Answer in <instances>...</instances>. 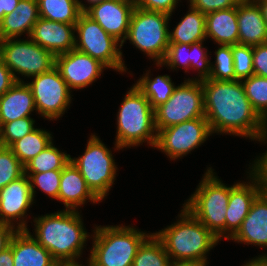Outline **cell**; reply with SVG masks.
Segmentation results:
<instances>
[{"label":"cell","instance_id":"cell-1","mask_svg":"<svg viewBox=\"0 0 267 266\" xmlns=\"http://www.w3.org/2000/svg\"><path fill=\"white\" fill-rule=\"evenodd\" d=\"M204 110L212 133L266 141L267 121L253 109L241 81H201Z\"/></svg>","mask_w":267,"mask_h":266},{"label":"cell","instance_id":"cell-2","mask_svg":"<svg viewBox=\"0 0 267 266\" xmlns=\"http://www.w3.org/2000/svg\"><path fill=\"white\" fill-rule=\"evenodd\" d=\"M80 216L77 210H63L33 220L34 239L51 253L60 266H83L77 259L90 235L85 231Z\"/></svg>","mask_w":267,"mask_h":266},{"label":"cell","instance_id":"cell-3","mask_svg":"<svg viewBox=\"0 0 267 266\" xmlns=\"http://www.w3.org/2000/svg\"><path fill=\"white\" fill-rule=\"evenodd\" d=\"M180 220L154 233L163 243L171 261L196 262L207 265V253L219 239L184 206Z\"/></svg>","mask_w":267,"mask_h":266},{"label":"cell","instance_id":"cell-4","mask_svg":"<svg viewBox=\"0 0 267 266\" xmlns=\"http://www.w3.org/2000/svg\"><path fill=\"white\" fill-rule=\"evenodd\" d=\"M115 138V150L138 146L143 142L155 148L157 130L154 109L135 84L127 92L119 108Z\"/></svg>","mask_w":267,"mask_h":266},{"label":"cell","instance_id":"cell-5","mask_svg":"<svg viewBox=\"0 0 267 266\" xmlns=\"http://www.w3.org/2000/svg\"><path fill=\"white\" fill-rule=\"evenodd\" d=\"M150 235L132 226H97L88 266H132L138 248Z\"/></svg>","mask_w":267,"mask_h":266},{"label":"cell","instance_id":"cell-6","mask_svg":"<svg viewBox=\"0 0 267 266\" xmlns=\"http://www.w3.org/2000/svg\"><path fill=\"white\" fill-rule=\"evenodd\" d=\"M230 187L224 185L208 168L196 191L183 206L219 240L226 234V213Z\"/></svg>","mask_w":267,"mask_h":266},{"label":"cell","instance_id":"cell-7","mask_svg":"<svg viewBox=\"0 0 267 266\" xmlns=\"http://www.w3.org/2000/svg\"><path fill=\"white\" fill-rule=\"evenodd\" d=\"M169 19L170 15L167 13L135 6L125 41L129 39L132 45L161 63L170 44Z\"/></svg>","mask_w":267,"mask_h":266},{"label":"cell","instance_id":"cell-8","mask_svg":"<svg viewBox=\"0 0 267 266\" xmlns=\"http://www.w3.org/2000/svg\"><path fill=\"white\" fill-rule=\"evenodd\" d=\"M157 133L166 127L205 117L202 82L188 79L176 86L171 97L154 109Z\"/></svg>","mask_w":267,"mask_h":266},{"label":"cell","instance_id":"cell-9","mask_svg":"<svg viewBox=\"0 0 267 266\" xmlns=\"http://www.w3.org/2000/svg\"><path fill=\"white\" fill-rule=\"evenodd\" d=\"M70 160L78 168L91 191L103 200L116 178L117 167L112 152L94 134L90 136L84 154Z\"/></svg>","mask_w":267,"mask_h":266},{"label":"cell","instance_id":"cell-10","mask_svg":"<svg viewBox=\"0 0 267 266\" xmlns=\"http://www.w3.org/2000/svg\"><path fill=\"white\" fill-rule=\"evenodd\" d=\"M75 32L78 34L77 38L75 37V49L99 60L107 68L126 72L127 67L122 58L120 50L122 46L119 41L109 35L85 12L79 16L75 24Z\"/></svg>","mask_w":267,"mask_h":266},{"label":"cell","instance_id":"cell-11","mask_svg":"<svg viewBox=\"0 0 267 266\" xmlns=\"http://www.w3.org/2000/svg\"><path fill=\"white\" fill-rule=\"evenodd\" d=\"M0 56L16 82H23L16 73L30 78L55 67V56L31 39L0 40Z\"/></svg>","mask_w":267,"mask_h":266},{"label":"cell","instance_id":"cell-12","mask_svg":"<svg viewBox=\"0 0 267 266\" xmlns=\"http://www.w3.org/2000/svg\"><path fill=\"white\" fill-rule=\"evenodd\" d=\"M32 78L33 81L27 85L32 91L36 111L48 120L60 118L70 105L72 97L71 89L59 70L53 67L50 71Z\"/></svg>","mask_w":267,"mask_h":266},{"label":"cell","instance_id":"cell-13","mask_svg":"<svg viewBox=\"0 0 267 266\" xmlns=\"http://www.w3.org/2000/svg\"><path fill=\"white\" fill-rule=\"evenodd\" d=\"M211 134L207 119L199 117L161 129L157 133L155 148L175 160L204 143Z\"/></svg>","mask_w":267,"mask_h":266},{"label":"cell","instance_id":"cell-14","mask_svg":"<svg viewBox=\"0 0 267 266\" xmlns=\"http://www.w3.org/2000/svg\"><path fill=\"white\" fill-rule=\"evenodd\" d=\"M249 175V182H238L230 186L225 239H231L237 233L249 213L253 200L267 186V180L251 168Z\"/></svg>","mask_w":267,"mask_h":266},{"label":"cell","instance_id":"cell-15","mask_svg":"<svg viewBox=\"0 0 267 266\" xmlns=\"http://www.w3.org/2000/svg\"><path fill=\"white\" fill-rule=\"evenodd\" d=\"M55 67L70 89L87 87L107 68L99 60L75 48L55 56Z\"/></svg>","mask_w":267,"mask_h":266},{"label":"cell","instance_id":"cell-16","mask_svg":"<svg viewBox=\"0 0 267 266\" xmlns=\"http://www.w3.org/2000/svg\"><path fill=\"white\" fill-rule=\"evenodd\" d=\"M33 202L30 180L24 174L0 190V222L15 226L13 221L17 220L16 222L19 224L16 228L27 230L26 220L24 221V219Z\"/></svg>","mask_w":267,"mask_h":266},{"label":"cell","instance_id":"cell-17","mask_svg":"<svg viewBox=\"0 0 267 266\" xmlns=\"http://www.w3.org/2000/svg\"><path fill=\"white\" fill-rule=\"evenodd\" d=\"M134 9L133 0H103L85 13L123 46Z\"/></svg>","mask_w":267,"mask_h":266},{"label":"cell","instance_id":"cell-18","mask_svg":"<svg viewBox=\"0 0 267 266\" xmlns=\"http://www.w3.org/2000/svg\"><path fill=\"white\" fill-rule=\"evenodd\" d=\"M74 33L75 24L39 18L29 37L39 46L57 56L75 48Z\"/></svg>","mask_w":267,"mask_h":266},{"label":"cell","instance_id":"cell-19","mask_svg":"<svg viewBox=\"0 0 267 266\" xmlns=\"http://www.w3.org/2000/svg\"><path fill=\"white\" fill-rule=\"evenodd\" d=\"M231 239L267 248V186L253 200L248 215Z\"/></svg>","mask_w":267,"mask_h":266},{"label":"cell","instance_id":"cell-20","mask_svg":"<svg viewBox=\"0 0 267 266\" xmlns=\"http://www.w3.org/2000/svg\"><path fill=\"white\" fill-rule=\"evenodd\" d=\"M238 44L257 46L267 43V24L255 0H241L237 5Z\"/></svg>","mask_w":267,"mask_h":266},{"label":"cell","instance_id":"cell-21","mask_svg":"<svg viewBox=\"0 0 267 266\" xmlns=\"http://www.w3.org/2000/svg\"><path fill=\"white\" fill-rule=\"evenodd\" d=\"M58 200L63 202L65 210L76 211L78 206L84 205L86 200L93 203L101 200L87 186L78 168L70 162L62 169Z\"/></svg>","mask_w":267,"mask_h":266},{"label":"cell","instance_id":"cell-22","mask_svg":"<svg viewBox=\"0 0 267 266\" xmlns=\"http://www.w3.org/2000/svg\"><path fill=\"white\" fill-rule=\"evenodd\" d=\"M9 246L12 248L13 266H60L28 229L17 230Z\"/></svg>","mask_w":267,"mask_h":266},{"label":"cell","instance_id":"cell-23","mask_svg":"<svg viewBox=\"0 0 267 266\" xmlns=\"http://www.w3.org/2000/svg\"><path fill=\"white\" fill-rule=\"evenodd\" d=\"M36 110L32 91L27 83L15 84L0 97V126L30 116Z\"/></svg>","mask_w":267,"mask_h":266},{"label":"cell","instance_id":"cell-24","mask_svg":"<svg viewBox=\"0 0 267 266\" xmlns=\"http://www.w3.org/2000/svg\"><path fill=\"white\" fill-rule=\"evenodd\" d=\"M39 18L37 0H20L15 10L0 22V40L16 39L25 32L30 36Z\"/></svg>","mask_w":267,"mask_h":266},{"label":"cell","instance_id":"cell-25","mask_svg":"<svg viewBox=\"0 0 267 266\" xmlns=\"http://www.w3.org/2000/svg\"><path fill=\"white\" fill-rule=\"evenodd\" d=\"M206 38L219 45L238 44L237 7L206 14Z\"/></svg>","mask_w":267,"mask_h":266},{"label":"cell","instance_id":"cell-26","mask_svg":"<svg viewBox=\"0 0 267 266\" xmlns=\"http://www.w3.org/2000/svg\"><path fill=\"white\" fill-rule=\"evenodd\" d=\"M188 13L169 31V43L189 44L204 41L206 38V15L190 6Z\"/></svg>","mask_w":267,"mask_h":266},{"label":"cell","instance_id":"cell-27","mask_svg":"<svg viewBox=\"0 0 267 266\" xmlns=\"http://www.w3.org/2000/svg\"><path fill=\"white\" fill-rule=\"evenodd\" d=\"M39 17L60 23L76 24L81 15L78 0H37Z\"/></svg>","mask_w":267,"mask_h":266},{"label":"cell","instance_id":"cell-28","mask_svg":"<svg viewBox=\"0 0 267 266\" xmlns=\"http://www.w3.org/2000/svg\"><path fill=\"white\" fill-rule=\"evenodd\" d=\"M52 143L51 133L36 128L31 133L13 142L9 148L18 160L25 166L32 158L42 152Z\"/></svg>","mask_w":267,"mask_h":266},{"label":"cell","instance_id":"cell-29","mask_svg":"<svg viewBox=\"0 0 267 266\" xmlns=\"http://www.w3.org/2000/svg\"><path fill=\"white\" fill-rule=\"evenodd\" d=\"M149 73L142 76L135 86L149 100L151 107L155 109L171 97L176 86L168 75H158L151 79Z\"/></svg>","mask_w":267,"mask_h":266},{"label":"cell","instance_id":"cell-30","mask_svg":"<svg viewBox=\"0 0 267 266\" xmlns=\"http://www.w3.org/2000/svg\"><path fill=\"white\" fill-rule=\"evenodd\" d=\"M70 158L69 154L58 150L52 142L24 166V173L62 170L70 162Z\"/></svg>","mask_w":267,"mask_h":266},{"label":"cell","instance_id":"cell-31","mask_svg":"<svg viewBox=\"0 0 267 266\" xmlns=\"http://www.w3.org/2000/svg\"><path fill=\"white\" fill-rule=\"evenodd\" d=\"M170 262L163 243L152 233L138 248L132 266H169Z\"/></svg>","mask_w":267,"mask_h":266},{"label":"cell","instance_id":"cell-32","mask_svg":"<svg viewBox=\"0 0 267 266\" xmlns=\"http://www.w3.org/2000/svg\"><path fill=\"white\" fill-rule=\"evenodd\" d=\"M243 80L241 82L253 109L267 121V78L252 75Z\"/></svg>","mask_w":267,"mask_h":266},{"label":"cell","instance_id":"cell-33","mask_svg":"<svg viewBox=\"0 0 267 266\" xmlns=\"http://www.w3.org/2000/svg\"><path fill=\"white\" fill-rule=\"evenodd\" d=\"M216 50L215 64H211L209 79L217 81H234L235 70L233 65L232 45H219Z\"/></svg>","mask_w":267,"mask_h":266},{"label":"cell","instance_id":"cell-34","mask_svg":"<svg viewBox=\"0 0 267 266\" xmlns=\"http://www.w3.org/2000/svg\"><path fill=\"white\" fill-rule=\"evenodd\" d=\"M24 175V166L9 147L0 145V190Z\"/></svg>","mask_w":267,"mask_h":266},{"label":"cell","instance_id":"cell-35","mask_svg":"<svg viewBox=\"0 0 267 266\" xmlns=\"http://www.w3.org/2000/svg\"><path fill=\"white\" fill-rule=\"evenodd\" d=\"M34 122L28 116L2 124L0 126V145L9 147L16 140L34 131L36 129Z\"/></svg>","mask_w":267,"mask_h":266},{"label":"cell","instance_id":"cell-36","mask_svg":"<svg viewBox=\"0 0 267 266\" xmlns=\"http://www.w3.org/2000/svg\"><path fill=\"white\" fill-rule=\"evenodd\" d=\"M62 170H51L42 173H24L29 177L33 198L35 197V187L37 186L49 197L58 200L60 178Z\"/></svg>","mask_w":267,"mask_h":266},{"label":"cell","instance_id":"cell-37","mask_svg":"<svg viewBox=\"0 0 267 266\" xmlns=\"http://www.w3.org/2000/svg\"><path fill=\"white\" fill-rule=\"evenodd\" d=\"M233 65L235 80L243 81L254 75L253 69V47L248 45H232Z\"/></svg>","mask_w":267,"mask_h":266},{"label":"cell","instance_id":"cell-38","mask_svg":"<svg viewBox=\"0 0 267 266\" xmlns=\"http://www.w3.org/2000/svg\"><path fill=\"white\" fill-rule=\"evenodd\" d=\"M188 51V52H187ZM186 52V53H185ZM191 46L189 44L170 43L166 55L161 63H156L157 66L167 65L171 69L184 67L185 73L190 69Z\"/></svg>","mask_w":267,"mask_h":266},{"label":"cell","instance_id":"cell-39","mask_svg":"<svg viewBox=\"0 0 267 266\" xmlns=\"http://www.w3.org/2000/svg\"><path fill=\"white\" fill-rule=\"evenodd\" d=\"M203 42L199 41L192 43L191 46V59H190V68L197 69L199 71V81L209 79L211 74V62L208 60V54L205 48H203Z\"/></svg>","mask_w":267,"mask_h":266},{"label":"cell","instance_id":"cell-40","mask_svg":"<svg viewBox=\"0 0 267 266\" xmlns=\"http://www.w3.org/2000/svg\"><path fill=\"white\" fill-rule=\"evenodd\" d=\"M190 6L199 10L203 14L215 12L228 8L237 7L241 0H189Z\"/></svg>","mask_w":267,"mask_h":266},{"label":"cell","instance_id":"cell-41","mask_svg":"<svg viewBox=\"0 0 267 266\" xmlns=\"http://www.w3.org/2000/svg\"><path fill=\"white\" fill-rule=\"evenodd\" d=\"M135 6L150 11L164 12L172 15L179 0H133Z\"/></svg>","mask_w":267,"mask_h":266},{"label":"cell","instance_id":"cell-42","mask_svg":"<svg viewBox=\"0 0 267 266\" xmlns=\"http://www.w3.org/2000/svg\"><path fill=\"white\" fill-rule=\"evenodd\" d=\"M254 75L267 78V43L253 46Z\"/></svg>","mask_w":267,"mask_h":266},{"label":"cell","instance_id":"cell-43","mask_svg":"<svg viewBox=\"0 0 267 266\" xmlns=\"http://www.w3.org/2000/svg\"><path fill=\"white\" fill-rule=\"evenodd\" d=\"M16 80L9 70V68L4 64L3 59L0 56V97L8 91L14 84Z\"/></svg>","mask_w":267,"mask_h":266},{"label":"cell","instance_id":"cell-44","mask_svg":"<svg viewBox=\"0 0 267 266\" xmlns=\"http://www.w3.org/2000/svg\"><path fill=\"white\" fill-rule=\"evenodd\" d=\"M17 230L16 226L0 222V252L9 247L11 239Z\"/></svg>","mask_w":267,"mask_h":266},{"label":"cell","instance_id":"cell-45","mask_svg":"<svg viewBox=\"0 0 267 266\" xmlns=\"http://www.w3.org/2000/svg\"><path fill=\"white\" fill-rule=\"evenodd\" d=\"M261 157L256 158L251 168L256 174L262 175L267 180V151Z\"/></svg>","mask_w":267,"mask_h":266},{"label":"cell","instance_id":"cell-46","mask_svg":"<svg viewBox=\"0 0 267 266\" xmlns=\"http://www.w3.org/2000/svg\"><path fill=\"white\" fill-rule=\"evenodd\" d=\"M12 248L9 246L0 252V266H13Z\"/></svg>","mask_w":267,"mask_h":266},{"label":"cell","instance_id":"cell-47","mask_svg":"<svg viewBox=\"0 0 267 266\" xmlns=\"http://www.w3.org/2000/svg\"><path fill=\"white\" fill-rule=\"evenodd\" d=\"M19 1L20 0H2V10H4V16L14 11Z\"/></svg>","mask_w":267,"mask_h":266},{"label":"cell","instance_id":"cell-48","mask_svg":"<svg viewBox=\"0 0 267 266\" xmlns=\"http://www.w3.org/2000/svg\"><path fill=\"white\" fill-rule=\"evenodd\" d=\"M103 0H87L88 4L90 3V5H86L84 3H81L82 1L78 0V5H79V9L82 13L86 12L89 8H91L92 6L100 3Z\"/></svg>","mask_w":267,"mask_h":266},{"label":"cell","instance_id":"cell-49","mask_svg":"<svg viewBox=\"0 0 267 266\" xmlns=\"http://www.w3.org/2000/svg\"><path fill=\"white\" fill-rule=\"evenodd\" d=\"M169 266H206L196 262L171 261Z\"/></svg>","mask_w":267,"mask_h":266},{"label":"cell","instance_id":"cell-50","mask_svg":"<svg viewBox=\"0 0 267 266\" xmlns=\"http://www.w3.org/2000/svg\"><path fill=\"white\" fill-rule=\"evenodd\" d=\"M262 11V15L267 24V0H255Z\"/></svg>","mask_w":267,"mask_h":266},{"label":"cell","instance_id":"cell-51","mask_svg":"<svg viewBox=\"0 0 267 266\" xmlns=\"http://www.w3.org/2000/svg\"><path fill=\"white\" fill-rule=\"evenodd\" d=\"M259 261L263 266H267V254L259 255V257L255 258Z\"/></svg>","mask_w":267,"mask_h":266},{"label":"cell","instance_id":"cell-52","mask_svg":"<svg viewBox=\"0 0 267 266\" xmlns=\"http://www.w3.org/2000/svg\"><path fill=\"white\" fill-rule=\"evenodd\" d=\"M243 266H263V265L259 261L253 258L251 261L247 262Z\"/></svg>","mask_w":267,"mask_h":266},{"label":"cell","instance_id":"cell-53","mask_svg":"<svg viewBox=\"0 0 267 266\" xmlns=\"http://www.w3.org/2000/svg\"><path fill=\"white\" fill-rule=\"evenodd\" d=\"M4 18V10H2V0H0V22Z\"/></svg>","mask_w":267,"mask_h":266}]
</instances>
